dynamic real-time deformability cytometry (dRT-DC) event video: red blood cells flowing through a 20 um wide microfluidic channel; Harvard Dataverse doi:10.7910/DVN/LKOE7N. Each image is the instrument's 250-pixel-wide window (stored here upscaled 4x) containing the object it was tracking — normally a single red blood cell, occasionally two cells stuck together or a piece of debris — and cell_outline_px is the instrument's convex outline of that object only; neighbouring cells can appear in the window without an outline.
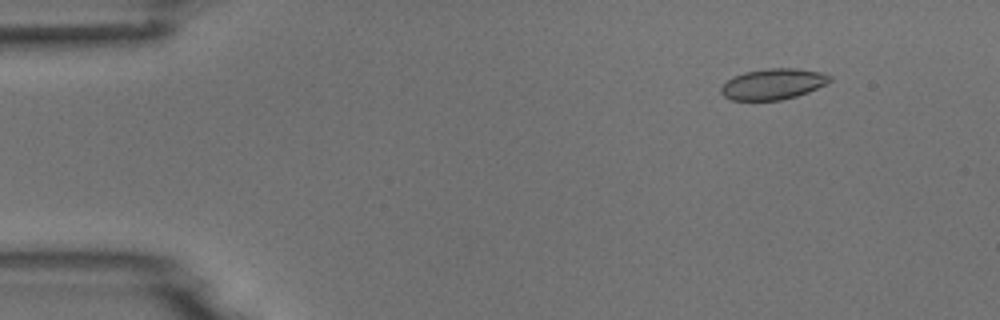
{"species": "common noctule bat (a hibernating species)", "species_latin": "Nyctalus noctula", "temperature_condition": "room temperature", "stored_images_in_passage": 9, "camera_frame_rate_fps": 3000, "um_per_image_px": 0.085, "animal": {"sex": "male", "body_mass_g": 18.8}, "frame": {"image": 1, "passage_image": 2, "time_ms": 1.0, "image_size_px": [1000, 320], "cell_outline_px": [[832, 80], [808, 92], [796, 96], [780, 100], [732, 100], [724, 96], [720, 92], [720, 88], [732, 76], [744, 72], [768, 68], [792, 68], [820, 72], [832, 76]], "centroid_in_image_um": [65.68, 7.14], "position_along_channel_um": 19.3, "area_um2": 19.42}}